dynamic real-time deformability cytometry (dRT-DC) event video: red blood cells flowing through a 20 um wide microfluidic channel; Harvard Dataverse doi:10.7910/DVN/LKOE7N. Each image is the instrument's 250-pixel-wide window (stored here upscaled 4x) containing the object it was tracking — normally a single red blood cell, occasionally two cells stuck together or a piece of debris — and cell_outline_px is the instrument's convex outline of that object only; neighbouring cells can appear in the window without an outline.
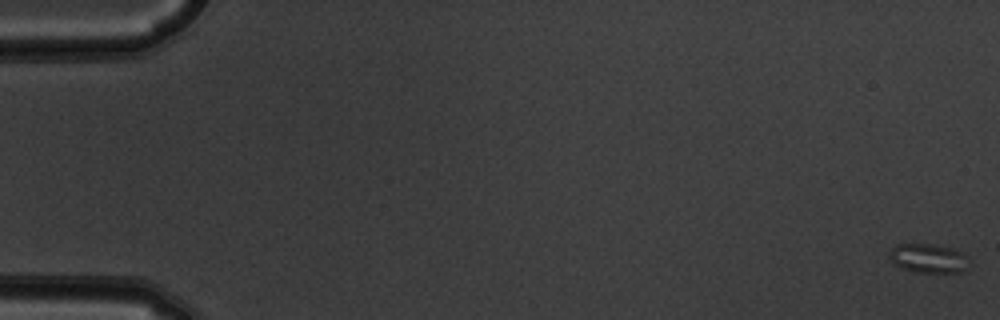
{"species": "common noctule bat (a hibernating species)", "species_latin": "Nyctalus noctula", "temperature_condition": "warm", "stored_images_in_passage": 54, "camera_frame_rate_fps": 3000, "um_per_image_px": 0.085, "animal": {"sex": "male", "body_mass_g": 19.5, "forearm_length_mm": 54.6}, "frame": {"image": 1, "passage_image": 1, "time_ms": 0.0, "image_size_px": [1000, 320], "cell_outline_px": [[972, 264], [964, 272], [916, 272], [892, 264], [888, 256], [888, 252], [896, 244], [928, 244], [952, 248], [960, 252], [972, 260]], "centroid_in_image_um": [78.94, 21.97], "position_along_channel_um": 6.1, "area_um2": 13.76}}